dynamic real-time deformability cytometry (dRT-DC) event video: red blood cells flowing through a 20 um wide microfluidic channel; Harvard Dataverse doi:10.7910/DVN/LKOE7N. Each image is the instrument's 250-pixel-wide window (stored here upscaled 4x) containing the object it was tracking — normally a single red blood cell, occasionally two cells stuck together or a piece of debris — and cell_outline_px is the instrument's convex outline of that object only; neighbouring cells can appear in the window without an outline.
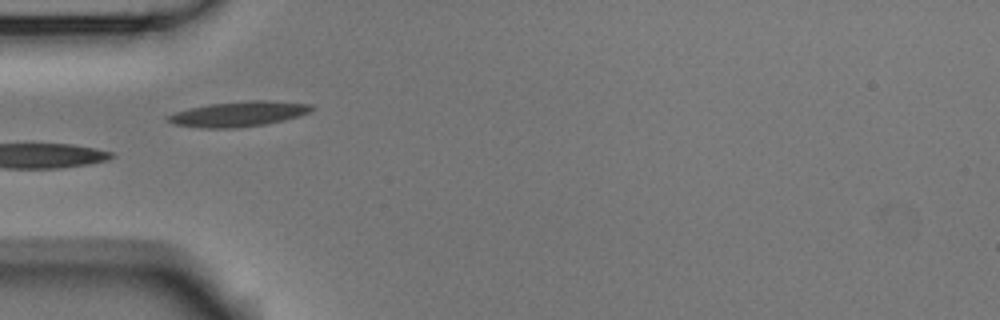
{"species": "Egyptian fruit bat (a non-hibernating species)", "species_latin": "Rousettus aegyptiacus", "temperature_condition": "room temperature", "stored_images_in_passage": 15, "camera_frame_rate_fps": 3000, "um_per_image_px": 0.085, "animal": {"sex": "male"}, "frame": {"image": 1, "passage_image": 5, "time_ms": 1.333, "image_size_px": [1000, 320], "cell_outline_px": [[316, 108], [312, 112], [300, 116], [284, 120], [264, 124], [236, 128], [200, 128], [176, 124], [164, 120], [164, 116], [176, 112], [208, 104], [252, 100], [268, 100], [312, 104]], "centroid_in_image_um": [20.32, 9.68], "position_along_channel_um": 64.7, "area_um2": 21.21}}
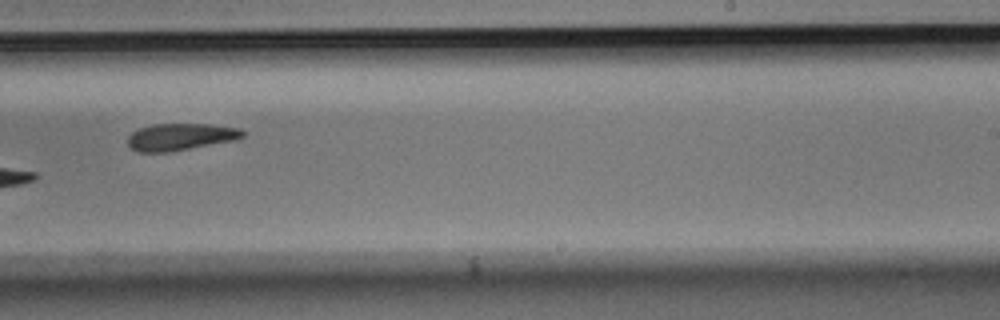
{"frame": {"image": 2, "passage_image": 10, "time_ms": 3.0, "image_size_px": [1000, 320], "cell_outline_px": [[244, 136], [236, 140], [164, 152], [140, 152], [132, 148], [128, 144], [128, 136], [136, 128], [152, 124], [212, 124], [240, 128], [244, 132]], "centroid_in_image_um": [15.33, 11.61], "position_along_channel_um": 273.7, "area_um2": 17.98}}
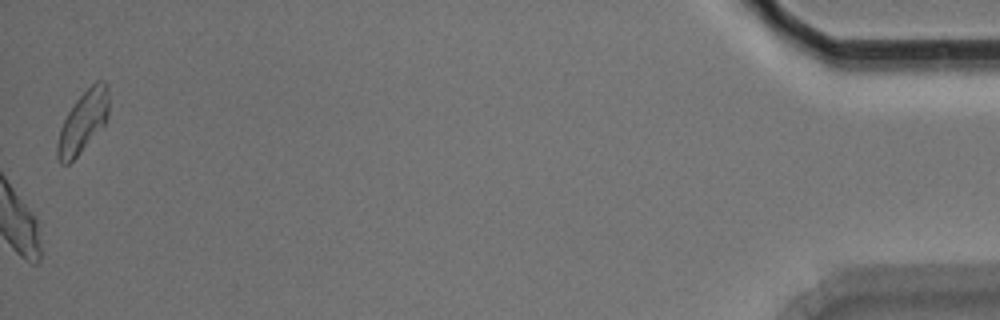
{"frame": {"image": 3, "passage_image": 15, "time_ms": 4.667, "image_size_px": [1000, 320], "cell_outline_px": [[108, 116], [104, 124], [80, 152], [68, 164], [60, 164], [56, 156], [56, 144], [60, 128], [68, 112], [76, 100], [96, 80], [104, 80], [108, 84]], "centroid_in_image_um": [7.04, 10.34], "position_along_channel_um": 428.2, "area_um2": 18.21}}